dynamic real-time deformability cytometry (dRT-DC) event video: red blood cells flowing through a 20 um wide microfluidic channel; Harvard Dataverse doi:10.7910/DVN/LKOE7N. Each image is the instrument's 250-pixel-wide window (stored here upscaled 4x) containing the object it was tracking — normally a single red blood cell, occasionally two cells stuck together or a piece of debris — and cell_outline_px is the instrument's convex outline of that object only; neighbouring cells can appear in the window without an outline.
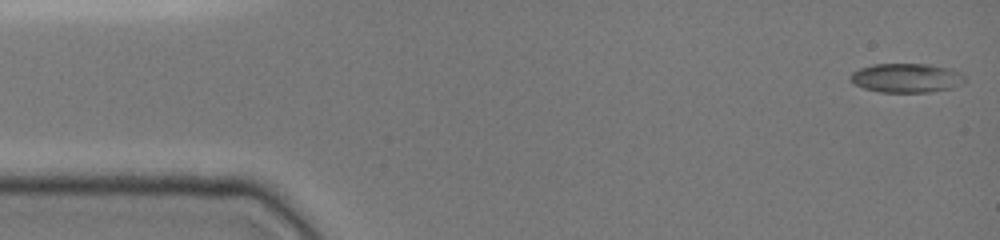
{"species": "common noctule bat (a hibernating species)", "species_latin": "Nyctalus noctula", "temperature_condition": "cold", "stored_images_in_passage": 47, "camera_frame_rate_fps": 3000, "um_per_image_px": 0.085, "animal": {"sex": "female", "body_mass_g": 19.0, "forearm_length_mm": 51.5}, "frame": {"image": 1, "passage_image": 1, "time_ms": 0.0, "image_size_px": [1000, 240], "cell_outline_px": [[968, 80], [952, 88], [928, 92], [880, 92], [864, 88], [852, 84], [848, 80], [848, 76], [852, 72], [860, 68], [872, 64], [928, 64], [952, 68], [960, 72]], "centroid_in_image_um": [77.03, 6.62], "position_along_channel_um": 8.0, "area_um2": 19.77}}
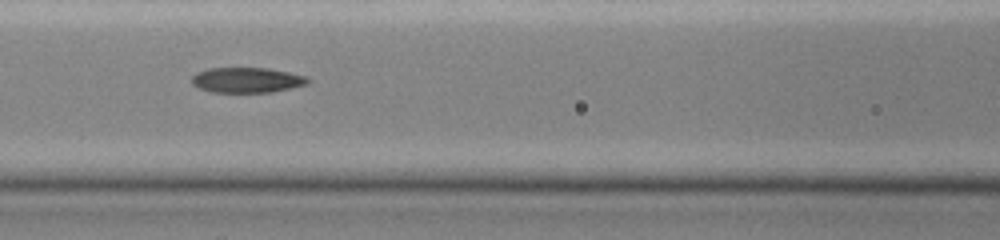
{"frame": {"image": 2, "passage_image": 20, "time_ms": 6.333, "image_size_px": [1000, 240], "cell_outline_px": [[312, 80], [308, 84], [292, 88], [272, 92], [212, 92], [200, 88], [192, 84], [192, 76], [196, 72], [208, 68], [268, 68], [308, 76]], "centroid_in_image_um": [21.03, 6.8], "position_along_channel_um": 145.6, "area_um2": 17.22}}
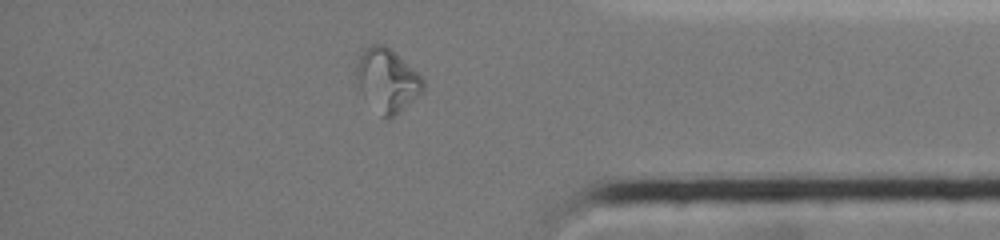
{"frame": {"image": 3, "passage_image": 40, "time_ms": 13.0, "image_size_px": [1000, 240], "cell_outline_px": [[424, 92], [388, 120], [380, 116], [360, 88], [356, 76], [356, 64], [364, 48], [372, 44], [384, 44], [412, 68], [424, 80]], "centroid_in_image_um": [32.92, 6.82], "position_along_channel_um": 402.3, "area_um2": 24.04}, "authors_computed_cell_mechanics": {"area_um2": 18.8428, "velocity_mm_per_s": 3.9929, "shape_relaxation_time_tau1_ms": null, "shape_relaxation_time_tau2_ms": 4.7753, "deformation_change_tau1": null, "deformation_change_tau2": 0.0848}}